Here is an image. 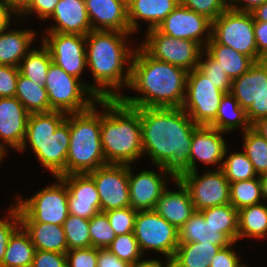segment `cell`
I'll use <instances>...</instances> for the list:
<instances>
[{
    "instance_id": "obj_1",
    "label": "cell",
    "mask_w": 267,
    "mask_h": 267,
    "mask_svg": "<svg viewBox=\"0 0 267 267\" xmlns=\"http://www.w3.org/2000/svg\"><path fill=\"white\" fill-rule=\"evenodd\" d=\"M143 156L175 178L189 172L193 132L198 127L181 107L139 108Z\"/></svg>"
},
{
    "instance_id": "obj_2",
    "label": "cell",
    "mask_w": 267,
    "mask_h": 267,
    "mask_svg": "<svg viewBox=\"0 0 267 267\" xmlns=\"http://www.w3.org/2000/svg\"><path fill=\"white\" fill-rule=\"evenodd\" d=\"M187 75L185 69L152 58L140 46L135 47L128 88L141 95L122 94L119 99L133 108L182 107Z\"/></svg>"
},
{
    "instance_id": "obj_3",
    "label": "cell",
    "mask_w": 267,
    "mask_h": 267,
    "mask_svg": "<svg viewBox=\"0 0 267 267\" xmlns=\"http://www.w3.org/2000/svg\"><path fill=\"white\" fill-rule=\"evenodd\" d=\"M130 34L132 33L92 30L86 35L87 67L95 81L91 90L99 99L120 98L123 94L120 92L121 87L129 86L135 51V48L126 44L130 42L127 41V38L132 36Z\"/></svg>"
},
{
    "instance_id": "obj_4",
    "label": "cell",
    "mask_w": 267,
    "mask_h": 267,
    "mask_svg": "<svg viewBox=\"0 0 267 267\" xmlns=\"http://www.w3.org/2000/svg\"><path fill=\"white\" fill-rule=\"evenodd\" d=\"M101 144L107 164H134L143 157L139 108L125 105L119 98L99 99Z\"/></svg>"
},
{
    "instance_id": "obj_5",
    "label": "cell",
    "mask_w": 267,
    "mask_h": 267,
    "mask_svg": "<svg viewBox=\"0 0 267 267\" xmlns=\"http://www.w3.org/2000/svg\"><path fill=\"white\" fill-rule=\"evenodd\" d=\"M69 143V114L61 111L30 113L25 138L18 152H25L30 145L41 165L58 177L66 175Z\"/></svg>"
},
{
    "instance_id": "obj_6",
    "label": "cell",
    "mask_w": 267,
    "mask_h": 267,
    "mask_svg": "<svg viewBox=\"0 0 267 267\" xmlns=\"http://www.w3.org/2000/svg\"><path fill=\"white\" fill-rule=\"evenodd\" d=\"M70 143L66 175L87 174L106 165L101 144V111L90 109L69 113Z\"/></svg>"
},
{
    "instance_id": "obj_7",
    "label": "cell",
    "mask_w": 267,
    "mask_h": 267,
    "mask_svg": "<svg viewBox=\"0 0 267 267\" xmlns=\"http://www.w3.org/2000/svg\"><path fill=\"white\" fill-rule=\"evenodd\" d=\"M91 85L69 75L52 62L44 87L47 90L50 108L69 114L86 111L97 104L99 98L91 90Z\"/></svg>"
},
{
    "instance_id": "obj_8",
    "label": "cell",
    "mask_w": 267,
    "mask_h": 267,
    "mask_svg": "<svg viewBox=\"0 0 267 267\" xmlns=\"http://www.w3.org/2000/svg\"><path fill=\"white\" fill-rule=\"evenodd\" d=\"M52 185L43 187L31 198L16 196L21 223H48L62 226L69 215L68 188L58 176Z\"/></svg>"
},
{
    "instance_id": "obj_9",
    "label": "cell",
    "mask_w": 267,
    "mask_h": 267,
    "mask_svg": "<svg viewBox=\"0 0 267 267\" xmlns=\"http://www.w3.org/2000/svg\"><path fill=\"white\" fill-rule=\"evenodd\" d=\"M224 94L196 67L188 72L186 94L181 108L197 126H210L216 119Z\"/></svg>"
},
{
    "instance_id": "obj_10",
    "label": "cell",
    "mask_w": 267,
    "mask_h": 267,
    "mask_svg": "<svg viewBox=\"0 0 267 267\" xmlns=\"http://www.w3.org/2000/svg\"><path fill=\"white\" fill-rule=\"evenodd\" d=\"M211 37L219 44L232 47L254 62H258V50L254 35V19L250 12L228 8L212 21Z\"/></svg>"
},
{
    "instance_id": "obj_11",
    "label": "cell",
    "mask_w": 267,
    "mask_h": 267,
    "mask_svg": "<svg viewBox=\"0 0 267 267\" xmlns=\"http://www.w3.org/2000/svg\"><path fill=\"white\" fill-rule=\"evenodd\" d=\"M139 46L152 58L181 67L187 72L198 66L205 49L198 42L175 39L157 28L146 30L145 38Z\"/></svg>"
},
{
    "instance_id": "obj_12",
    "label": "cell",
    "mask_w": 267,
    "mask_h": 267,
    "mask_svg": "<svg viewBox=\"0 0 267 267\" xmlns=\"http://www.w3.org/2000/svg\"><path fill=\"white\" fill-rule=\"evenodd\" d=\"M134 235L142 254L151 250L173 259L179 245L178 230L154 210L137 212Z\"/></svg>"
},
{
    "instance_id": "obj_13",
    "label": "cell",
    "mask_w": 267,
    "mask_h": 267,
    "mask_svg": "<svg viewBox=\"0 0 267 267\" xmlns=\"http://www.w3.org/2000/svg\"><path fill=\"white\" fill-rule=\"evenodd\" d=\"M177 179L188 189L196 211L230 203V182L221 168L202 175L198 170L183 173Z\"/></svg>"
},
{
    "instance_id": "obj_14",
    "label": "cell",
    "mask_w": 267,
    "mask_h": 267,
    "mask_svg": "<svg viewBox=\"0 0 267 267\" xmlns=\"http://www.w3.org/2000/svg\"><path fill=\"white\" fill-rule=\"evenodd\" d=\"M88 174L96 183L101 212L130 207L129 165L106 164Z\"/></svg>"
},
{
    "instance_id": "obj_15",
    "label": "cell",
    "mask_w": 267,
    "mask_h": 267,
    "mask_svg": "<svg viewBox=\"0 0 267 267\" xmlns=\"http://www.w3.org/2000/svg\"><path fill=\"white\" fill-rule=\"evenodd\" d=\"M45 34L42 33L41 42L49 49L52 62L69 75L80 79L87 68L86 36L56 32Z\"/></svg>"
},
{
    "instance_id": "obj_16",
    "label": "cell",
    "mask_w": 267,
    "mask_h": 267,
    "mask_svg": "<svg viewBox=\"0 0 267 267\" xmlns=\"http://www.w3.org/2000/svg\"><path fill=\"white\" fill-rule=\"evenodd\" d=\"M157 29L175 39L198 42L205 48L211 39L212 21L179 4Z\"/></svg>"
},
{
    "instance_id": "obj_17",
    "label": "cell",
    "mask_w": 267,
    "mask_h": 267,
    "mask_svg": "<svg viewBox=\"0 0 267 267\" xmlns=\"http://www.w3.org/2000/svg\"><path fill=\"white\" fill-rule=\"evenodd\" d=\"M131 166L129 165L130 207L137 211L153 210L159 197L167 188L168 180L174 181L176 178L163 166H156L160 172L144 169L137 174L133 173Z\"/></svg>"
},
{
    "instance_id": "obj_18",
    "label": "cell",
    "mask_w": 267,
    "mask_h": 267,
    "mask_svg": "<svg viewBox=\"0 0 267 267\" xmlns=\"http://www.w3.org/2000/svg\"><path fill=\"white\" fill-rule=\"evenodd\" d=\"M68 188L69 214L91 219L101 212L100 197L94 179L87 174L59 176Z\"/></svg>"
},
{
    "instance_id": "obj_19",
    "label": "cell",
    "mask_w": 267,
    "mask_h": 267,
    "mask_svg": "<svg viewBox=\"0 0 267 267\" xmlns=\"http://www.w3.org/2000/svg\"><path fill=\"white\" fill-rule=\"evenodd\" d=\"M29 116L30 113L15 96L0 98V149L5 155L6 145L17 151L21 148Z\"/></svg>"
},
{
    "instance_id": "obj_20",
    "label": "cell",
    "mask_w": 267,
    "mask_h": 267,
    "mask_svg": "<svg viewBox=\"0 0 267 267\" xmlns=\"http://www.w3.org/2000/svg\"><path fill=\"white\" fill-rule=\"evenodd\" d=\"M224 132L210 126H198L193 132L189 155V172L197 171V161L222 168L227 143ZM197 159V160H196Z\"/></svg>"
},
{
    "instance_id": "obj_21",
    "label": "cell",
    "mask_w": 267,
    "mask_h": 267,
    "mask_svg": "<svg viewBox=\"0 0 267 267\" xmlns=\"http://www.w3.org/2000/svg\"><path fill=\"white\" fill-rule=\"evenodd\" d=\"M92 30L130 32L128 8L120 0H85Z\"/></svg>"
},
{
    "instance_id": "obj_22",
    "label": "cell",
    "mask_w": 267,
    "mask_h": 267,
    "mask_svg": "<svg viewBox=\"0 0 267 267\" xmlns=\"http://www.w3.org/2000/svg\"><path fill=\"white\" fill-rule=\"evenodd\" d=\"M177 190L166 188L153 209L177 230L195 213L188 189L179 179H175Z\"/></svg>"
},
{
    "instance_id": "obj_23",
    "label": "cell",
    "mask_w": 267,
    "mask_h": 267,
    "mask_svg": "<svg viewBox=\"0 0 267 267\" xmlns=\"http://www.w3.org/2000/svg\"><path fill=\"white\" fill-rule=\"evenodd\" d=\"M50 18L56 24L49 26L47 32L86 36L92 31L85 0H60Z\"/></svg>"
},
{
    "instance_id": "obj_24",
    "label": "cell",
    "mask_w": 267,
    "mask_h": 267,
    "mask_svg": "<svg viewBox=\"0 0 267 267\" xmlns=\"http://www.w3.org/2000/svg\"><path fill=\"white\" fill-rule=\"evenodd\" d=\"M267 88V60L255 62L247 72L232 80L230 93L247 110Z\"/></svg>"
},
{
    "instance_id": "obj_25",
    "label": "cell",
    "mask_w": 267,
    "mask_h": 267,
    "mask_svg": "<svg viewBox=\"0 0 267 267\" xmlns=\"http://www.w3.org/2000/svg\"><path fill=\"white\" fill-rule=\"evenodd\" d=\"M179 4L180 0H135L128 7L130 33L138 31V20L148 22V30L157 28Z\"/></svg>"
},
{
    "instance_id": "obj_26",
    "label": "cell",
    "mask_w": 267,
    "mask_h": 267,
    "mask_svg": "<svg viewBox=\"0 0 267 267\" xmlns=\"http://www.w3.org/2000/svg\"><path fill=\"white\" fill-rule=\"evenodd\" d=\"M178 238L179 243H211L222 247H227L233 243L226 234L218 232L217 228L209 222H205L200 211H195L190 219L179 228Z\"/></svg>"
},
{
    "instance_id": "obj_27",
    "label": "cell",
    "mask_w": 267,
    "mask_h": 267,
    "mask_svg": "<svg viewBox=\"0 0 267 267\" xmlns=\"http://www.w3.org/2000/svg\"><path fill=\"white\" fill-rule=\"evenodd\" d=\"M37 37L31 29H13L0 34V65L19 67Z\"/></svg>"
},
{
    "instance_id": "obj_28",
    "label": "cell",
    "mask_w": 267,
    "mask_h": 267,
    "mask_svg": "<svg viewBox=\"0 0 267 267\" xmlns=\"http://www.w3.org/2000/svg\"><path fill=\"white\" fill-rule=\"evenodd\" d=\"M21 226L29 234L36 250L67 253L68 247L63 226L48 223H21Z\"/></svg>"
},
{
    "instance_id": "obj_29",
    "label": "cell",
    "mask_w": 267,
    "mask_h": 267,
    "mask_svg": "<svg viewBox=\"0 0 267 267\" xmlns=\"http://www.w3.org/2000/svg\"><path fill=\"white\" fill-rule=\"evenodd\" d=\"M205 50L218 61V65L225 70L231 80L240 77L255 63L249 56L235 51L230 46L217 43L212 37Z\"/></svg>"
},
{
    "instance_id": "obj_30",
    "label": "cell",
    "mask_w": 267,
    "mask_h": 267,
    "mask_svg": "<svg viewBox=\"0 0 267 267\" xmlns=\"http://www.w3.org/2000/svg\"><path fill=\"white\" fill-rule=\"evenodd\" d=\"M210 127L229 134L238 128L244 132L251 128L246 110L243 109L236 98L229 92L225 93L219 105L215 121Z\"/></svg>"
},
{
    "instance_id": "obj_31",
    "label": "cell",
    "mask_w": 267,
    "mask_h": 267,
    "mask_svg": "<svg viewBox=\"0 0 267 267\" xmlns=\"http://www.w3.org/2000/svg\"><path fill=\"white\" fill-rule=\"evenodd\" d=\"M221 248L211 243H179L172 259L173 267H210L211 258Z\"/></svg>"
},
{
    "instance_id": "obj_32",
    "label": "cell",
    "mask_w": 267,
    "mask_h": 267,
    "mask_svg": "<svg viewBox=\"0 0 267 267\" xmlns=\"http://www.w3.org/2000/svg\"><path fill=\"white\" fill-rule=\"evenodd\" d=\"M35 251L29 234L20 226L9 238L2 267H31Z\"/></svg>"
},
{
    "instance_id": "obj_33",
    "label": "cell",
    "mask_w": 267,
    "mask_h": 267,
    "mask_svg": "<svg viewBox=\"0 0 267 267\" xmlns=\"http://www.w3.org/2000/svg\"><path fill=\"white\" fill-rule=\"evenodd\" d=\"M267 235V205L258 203L238 210V240L250 237L263 239Z\"/></svg>"
},
{
    "instance_id": "obj_34",
    "label": "cell",
    "mask_w": 267,
    "mask_h": 267,
    "mask_svg": "<svg viewBox=\"0 0 267 267\" xmlns=\"http://www.w3.org/2000/svg\"><path fill=\"white\" fill-rule=\"evenodd\" d=\"M15 97L29 113L53 111L50 108L47 90L44 85L34 83L19 73Z\"/></svg>"
},
{
    "instance_id": "obj_35",
    "label": "cell",
    "mask_w": 267,
    "mask_h": 267,
    "mask_svg": "<svg viewBox=\"0 0 267 267\" xmlns=\"http://www.w3.org/2000/svg\"><path fill=\"white\" fill-rule=\"evenodd\" d=\"M205 222H209L218 232L226 234L233 242L238 241V210L230 203L200 211Z\"/></svg>"
},
{
    "instance_id": "obj_36",
    "label": "cell",
    "mask_w": 267,
    "mask_h": 267,
    "mask_svg": "<svg viewBox=\"0 0 267 267\" xmlns=\"http://www.w3.org/2000/svg\"><path fill=\"white\" fill-rule=\"evenodd\" d=\"M40 44L39 49L32 48L22 59L19 70L34 83L44 85L52 58L49 49L43 43Z\"/></svg>"
},
{
    "instance_id": "obj_37",
    "label": "cell",
    "mask_w": 267,
    "mask_h": 267,
    "mask_svg": "<svg viewBox=\"0 0 267 267\" xmlns=\"http://www.w3.org/2000/svg\"><path fill=\"white\" fill-rule=\"evenodd\" d=\"M243 133V152L253 164L256 174L260 177L267 174V140L252 128Z\"/></svg>"
},
{
    "instance_id": "obj_38",
    "label": "cell",
    "mask_w": 267,
    "mask_h": 267,
    "mask_svg": "<svg viewBox=\"0 0 267 267\" xmlns=\"http://www.w3.org/2000/svg\"><path fill=\"white\" fill-rule=\"evenodd\" d=\"M262 190L259 176L230 183V204L237 210L261 203Z\"/></svg>"
},
{
    "instance_id": "obj_39",
    "label": "cell",
    "mask_w": 267,
    "mask_h": 267,
    "mask_svg": "<svg viewBox=\"0 0 267 267\" xmlns=\"http://www.w3.org/2000/svg\"><path fill=\"white\" fill-rule=\"evenodd\" d=\"M227 152L228 150L226 148L221 169L223 170L226 179L230 183L258 177L254 170L253 164L243 151L231 152L228 156Z\"/></svg>"
},
{
    "instance_id": "obj_40",
    "label": "cell",
    "mask_w": 267,
    "mask_h": 267,
    "mask_svg": "<svg viewBox=\"0 0 267 267\" xmlns=\"http://www.w3.org/2000/svg\"><path fill=\"white\" fill-rule=\"evenodd\" d=\"M89 221L69 214L63 223L68 250L91 247L89 235Z\"/></svg>"
},
{
    "instance_id": "obj_41",
    "label": "cell",
    "mask_w": 267,
    "mask_h": 267,
    "mask_svg": "<svg viewBox=\"0 0 267 267\" xmlns=\"http://www.w3.org/2000/svg\"><path fill=\"white\" fill-rule=\"evenodd\" d=\"M107 249L115 254L120 260L135 265L143 260L138 241L135 238L134 232L128 234L116 235Z\"/></svg>"
},
{
    "instance_id": "obj_42",
    "label": "cell",
    "mask_w": 267,
    "mask_h": 267,
    "mask_svg": "<svg viewBox=\"0 0 267 267\" xmlns=\"http://www.w3.org/2000/svg\"><path fill=\"white\" fill-rule=\"evenodd\" d=\"M89 235L91 246L99 249L107 248L116 237L113 228L109 224L108 217L104 212H100L90 219Z\"/></svg>"
},
{
    "instance_id": "obj_43",
    "label": "cell",
    "mask_w": 267,
    "mask_h": 267,
    "mask_svg": "<svg viewBox=\"0 0 267 267\" xmlns=\"http://www.w3.org/2000/svg\"><path fill=\"white\" fill-rule=\"evenodd\" d=\"M197 68L206 75L218 89L225 93L230 92L232 80L225 70L218 65V61H216L205 49L201 55Z\"/></svg>"
},
{
    "instance_id": "obj_44",
    "label": "cell",
    "mask_w": 267,
    "mask_h": 267,
    "mask_svg": "<svg viewBox=\"0 0 267 267\" xmlns=\"http://www.w3.org/2000/svg\"><path fill=\"white\" fill-rule=\"evenodd\" d=\"M137 210L131 207L119 208L104 212L109 224L113 228L116 235L128 234L134 232L135 217Z\"/></svg>"
},
{
    "instance_id": "obj_45",
    "label": "cell",
    "mask_w": 267,
    "mask_h": 267,
    "mask_svg": "<svg viewBox=\"0 0 267 267\" xmlns=\"http://www.w3.org/2000/svg\"><path fill=\"white\" fill-rule=\"evenodd\" d=\"M7 212V217H0V267L5 255V250L8 245L9 238L21 226V219L19 215V208L14 204Z\"/></svg>"
},
{
    "instance_id": "obj_46",
    "label": "cell",
    "mask_w": 267,
    "mask_h": 267,
    "mask_svg": "<svg viewBox=\"0 0 267 267\" xmlns=\"http://www.w3.org/2000/svg\"><path fill=\"white\" fill-rule=\"evenodd\" d=\"M180 4L206 16L211 21L217 19L228 9V0H180Z\"/></svg>"
},
{
    "instance_id": "obj_47",
    "label": "cell",
    "mask_w": 267,
    "mask_h": 267,
    "mask_svg": "<svg viewBox=\"0 0 267 267\" xmlns=\"http://www.w3.org/2000/svg\"><path fill=\"white\" fill-rule=\"evenodd\" d=\"M67 267H97L98 248L88 247L68 250Z\"/></svg>"
},
{
    "instance_id": "obj_48",
    "label": "cell",
    "mask_w": 267,
    "mask_h": 267,
    "mask_svg": "<svg viewBox=\"0 0 267 267\" xmlns=\"http://www.w3.org/2000/svg\"><path fill=\"white\" fill-rule=\"evenodd\" d=\"M19 73V67L0 65V98L15 96Z\"/></svg>"
},
{
    "instance_id": "obj_49",
    "label": "cell",
    "mask_w": 267,
    "mask_h": 267,
    "mask_svg": "<svg viewBox=\"0 0 267 267\" xmlns=\"http://www.w3.org/2000/svg\"><path fill=\"white\" fill-rule=\"evenodd\" d=\"M233 242L227 247L221 248L217 254L211 258L210 267H247L246 264H242V261L239 260V255H237L234 249Z\"/></svg>"
},
{
    "instance_id": "obj_50",
    "label": "cell",
    "mask_w": 267,
    "mask_h": 267,
    "mask_svg": "<svg viewBox=\"0 0 267 267\" xmlns=\"http://www.w3.org/2000/svg\"><path fill=\"white\" fill-rule=\"evenodd\" d=\"M31 267H67L66 254L36 250Z\"/></svg>"
},
{
    "instance_id": "obj_51",
    "label": "cell",
    "mask_w": 267,
    "mask_h": 267,
    "mask_svg": "<svg viewBox=\"0 0 267 267\" xmlns=\"http://www.w3.org/2000/svg\"><path fill=\"white\" fill-rule=\"evenodd\" d=\"M59 2L60 0H33L31 5L19 17L23 16L20 19L28 18L27 16L35 13L40 20L50 19L55 6Z\"/></svg>"
},
{
    "instance_id": "obj_52",
    "label": "cell",
    "mask_w": 267,
    "mask_h": 267,
    "mask_svg": "<svg viewBox=\"0 0 267 267\" xmlns=\"http://www.w3.org/2000/svg\"><path fill=\"white\" fill-rule=\"evenodd\" d=\"M254 35L258 50V62L267 60V22L254 20Z\"/></svg>"
},
{
    "instance_id": "obj_53",
    "label": "cell",
    "mask_w": 267,
    "mask_h": 267,
    "mask_svg": "<svg viewBox=\"0 0 267 267\" xmlns=\"http://www.w3.org/2000/svg\"><path fill=\"white\" fill-rule=\"evenodd\" d=\"M246 115L251 124L258 119L267 117V88L261 97L249 106Z\"/></svg>"
},
{
    "instance_id": "obj_54",
    "label": "cell",
    "mask_w": 267,
    "mask_h": 267,
    "mask_svg": "<svg viewBox=\"0 0 267 267\" xmlns=\"http://www.w3.org/2000/svg\"><path fill=\"white\" fill-rule=\"evenodd\" d=\"M133 264L120 260L115 254L107 248H98L97 267H133Z\"/></svg>"
},
{
    "instance_id": "obj_55",
    "label": "cell",
    "mask_w": 267,
    "mask_h": 267,
    "mask_svg": "<svg viewBox=\"0 0 267 267\" xmlns=\"http://www.w3.org/2000/svg\"><path fill=\"white\" fill-rule=\"evenodd\" d=\"M265 2H267V0H228V8L235 11L251 13L255 8Z\"/></svg>"
},
{
    "instance_id": "obj_56",
    "label": "cell",
    "mask_w": 267,
    "mask_h": 267,
    "mask_svg": "<svg viewBox=\"0 0 267 267\" xmlns=\"http://www.w3.org/2000/svg\"><path fill=\"white\" fill-rule=\"evenodd\" d=\"M8 9L19 17L32 3L33 0H1Z\"/></svg>"
},
{
    "instance_id": "obj_57",
    "label": "cell",
    "mask_w": 267,
    "mask_h": 267,
    "mask_svg": "<svg viewBox=\"0 0 267 267\" xmlns=\"http://www.w3.org/2000/svg\"><path fill=\"white\" fill-rule=\"evenodd\" d=\"M11 16L15 14L0 0V34L9 29Z\"/></svg>"
},
{
    "instance_id": "obj_58",
    "label": "cell",
    "mask_w": 267,
    "mask_h": 267,
    "mask_svg": "<svg viewBox=\"0 0 267 267\" xmlns=\"http://www.w3.org/2000/svg\"><path fill=\"white\" fill-rule=\"evenodd\" d=\"M165 264L163 263L164 261L161 262V260L158 259H143L136 263L133 267H173V261L172 259H165ZM165 265V266H164Z\"/></svg>"
},
{
    "instance_id": "obj_59",
    "label": "cell",
    "mask_w": 267,
    "mask_h": 267,
    "mask_svg": "<svg viewBox=\"0 0 267 267\" xmlns=\"http://www.w3.org/2000/svg\"><path fill=\"white\" fill-rule=\"evenodd\" d=\"M251 128L267 140V117L258 119L252 123Z\"/></svg>"
},
{
    "instance_id": "obj_60",
    "label": "cell",
    "mask_w": 267,
    "mask_h": 267,
    "mask_svg": "<svg viewBox=\"0 0 267 267\" xmlns=\"http://www.w3.org/2000/svg\"><path fill=\"white\" fill-rule=\"evenodd\" d=\"M251 14L255 21L267 22V2L255 8Z\"/></svg>"
},
{
    "instance_id": "obj_61",
    "label": "cell",
    "mask_w": 267,
    "mask_h": 267,
    "mask_svg": "<svg viewBox=\"0 0 267 267\" xmlns=\"http://www.w3.org/2000/svg\"><path fill=\"white\" fill-rule=\"evenodd\" d=\"M261 182L262 198L267 201V174L259 177Z\"/></svg>"
},
{
    "instance_id": "obj_62",
    "label": "cell",
    "mask_w": 267,
    "mask_h": 267,
    "mask_svg": "<svg viewBox=\"0 0 267 267\" xmlns=\"http://www.w3.org/2000/svg\"><path fill=\"white\" fill-rule=\"evenodd\" d=\"M135 0H120L127 8L134 2Z\"/></svg>"
},
{
    "instance_id": "obj_63",
    "label": "cell",
    "mask_w": 267,
    "mask_h": 267,
    "mask_svg": "<svg viewBox=\"0 0 267 267\" xmlns=\"http://www.w3.org/2000/svg\"><path fill=\"white\" fill-rule=\"evenodd\" d=\"M5 154L4 152L0 149V163L3 161V159L5 158Z\"/></svg>"
}]
</instances>
